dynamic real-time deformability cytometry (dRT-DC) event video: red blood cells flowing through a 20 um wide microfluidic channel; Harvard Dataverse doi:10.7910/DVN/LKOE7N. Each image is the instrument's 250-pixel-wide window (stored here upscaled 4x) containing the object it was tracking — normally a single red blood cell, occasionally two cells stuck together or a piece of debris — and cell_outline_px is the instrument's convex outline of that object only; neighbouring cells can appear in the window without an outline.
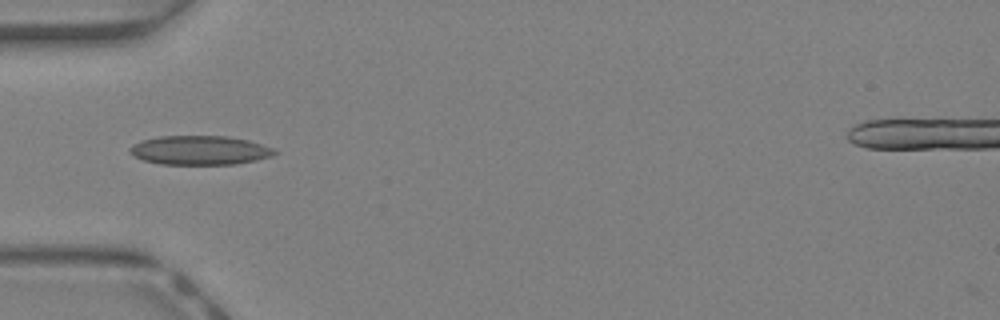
{"species": "Egyptian fruit bat (a non-hibernating species)", "species_latin": "Rousettus aegyptiacus", "temperature_condition": "warm", "stored_images_in_passage": 17, "camera_frame_rate_fps": 3000, "um_per_image_px": 0.085, "animal": {"sex": "female"}, "frame": {"image": 1, "passage_image": 14, "time_ms": 4.333, "image_size_px": [1000, 320], "cell_outline_px": [[280, 152], [272, 156], [256, 160], [236, 164], [160, 164], [144, 160], [132, 156], [128, 152], [128, 148], [132, 144], [144, 140], [160, 136], [228, 136], [248, 140], [276, 148]], "centroid_in_image_um": [17.0, 12.77], "position_along_channel_um": 68.0, "area_um2": 24.8}}